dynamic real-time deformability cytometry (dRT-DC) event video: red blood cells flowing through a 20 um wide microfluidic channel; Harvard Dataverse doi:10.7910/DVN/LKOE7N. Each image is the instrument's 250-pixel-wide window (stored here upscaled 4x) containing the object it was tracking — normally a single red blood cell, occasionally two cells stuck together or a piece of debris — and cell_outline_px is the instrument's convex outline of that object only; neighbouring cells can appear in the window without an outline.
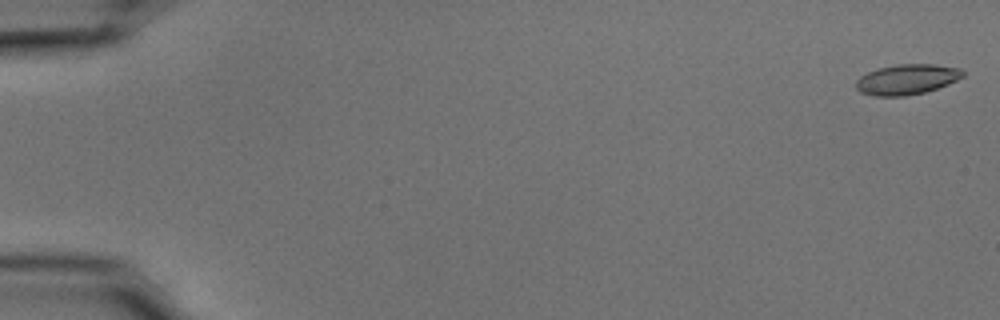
{"species": "common noctule bat (a hibernating species)", "species_latin": "Nyctalus noctula", "temperature_condition": "cold", "stored_images_in_passage": 54, "camera_frame_rate_fps": 3000, "um_per_image_px": 0.085, "animal": {"sex": "male", "body_mass_g": 15.6}, "frame": {"image": 1, "passage_image": 1, "time_ms": 0.0, "image_size_px": [1000, 320], "cell_outline_px": [[964, 76], [948, 84], [924, 92], [904, 96], [876, 96], [860, 92], [856, 88], [856, 80], [860, 76], [868, 72], [880, 68], [896, 64], [932, 64], [960, 68], [964, 72]], "centroid_in_image_um": [77.07, 6.74], "position_along_channel_um": 7.9, "area_um2": 18.73}}
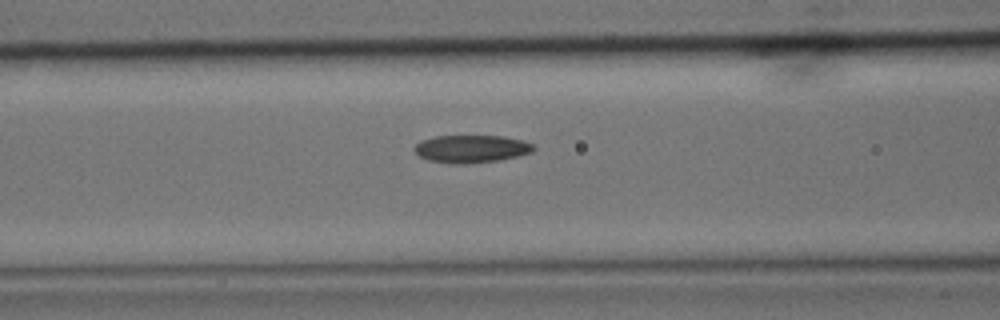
{"frame": {"image": 2, "passage_image": 23, "time_ms": 7.333, "image_size_px": [1000, 320], "cell_outline_px": [[536, 148], [532, 152], [516, 156], [496, 160], [456, 164], [428, 160], [420, 156], [412, 148], [420, 140], [436, 136], [504, 136], [520, 140], [532, 144]], "centroid_in_image_um": [40.02, 12.63], "position_along_channel_um": 126.6, "area_um2": 18.9}}
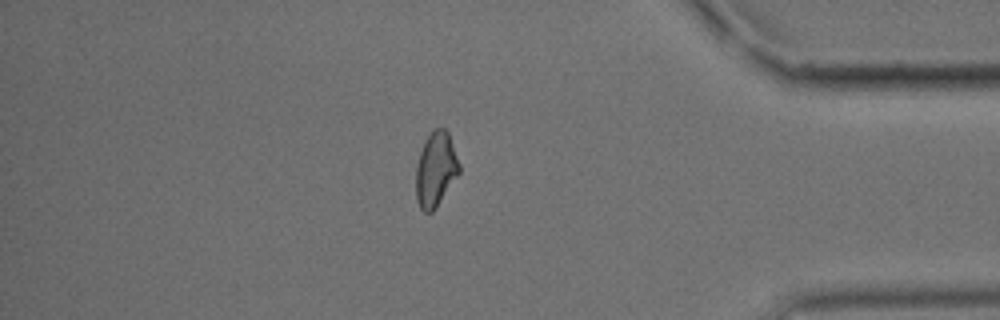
{"frame": {"image": 3, "passage_image": 47, "time_ms": 15.333, "image_size_px": [1000, 320], "cell_outline_px": [[460, 172], [436, 208], [432, 212], [424, 212], [420, 208], [416, 200], [416, 168], [420, 152], [428, 136], [436, 128], [444, 128], [448, 132], [460, 164]], "centroid_in_image_um": [37.04, 14.43], "position_along_channel_um": 398.2, "area_um2": 18.67}, "authors_computed_cell_mechanics": {"area_um2": 19.0162, "velocity_mm_per_s": 3.7328, "shape_relaxation_time_tau1_ms": null, "shape_relaxation_time_tau2_ms": 3.4937, "deformation_change_tau1": null, "deformation_change_tau2": 0.0907}}